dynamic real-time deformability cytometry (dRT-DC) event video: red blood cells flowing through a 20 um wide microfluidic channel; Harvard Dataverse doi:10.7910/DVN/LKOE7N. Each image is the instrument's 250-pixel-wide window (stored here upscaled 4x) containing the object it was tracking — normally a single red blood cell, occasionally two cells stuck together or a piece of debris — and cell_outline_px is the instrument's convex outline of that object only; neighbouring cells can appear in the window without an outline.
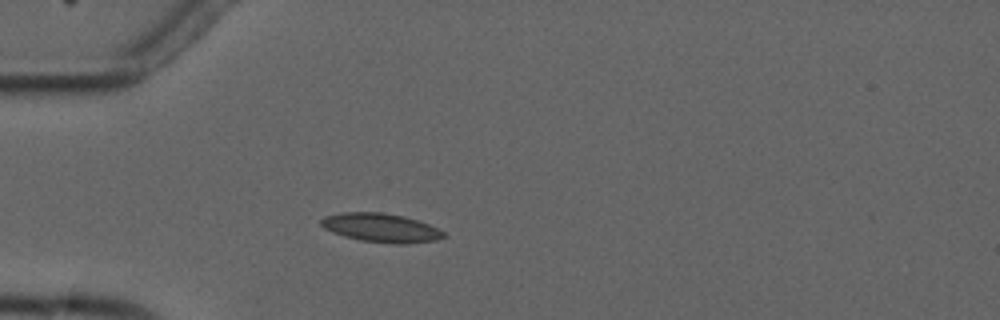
{"species": "common noctule bat (a hibernating species)", "species_latin": "Nyctalus noctula", "temperature_condition": "cold", "stored_images_in_passage": 5, "camera_frame_rate_fps": 3000, "um_per_image_px": 0.085, "animal": {"sex": "male", "forearm_length_mm": 52.5}, "frame": {"image": 1, "passage_image": 4, "time_ms": 3.667, "image_size_px": [1000, 320], "cell_outline_px": [[448, 236], [436, 240], [404, 244], [396, 244], [360, 240], [344, 236], [332, 232], [324, 228], [320, 224], [320, 220], [324, 216], [340, 212], [380, 212], [404, 216], [428, 224], [444, 232]], "centroid_in_image_um": [32.36, 19.36], "position_along_channel_um": 52.6, "area_um2": 20.58}}